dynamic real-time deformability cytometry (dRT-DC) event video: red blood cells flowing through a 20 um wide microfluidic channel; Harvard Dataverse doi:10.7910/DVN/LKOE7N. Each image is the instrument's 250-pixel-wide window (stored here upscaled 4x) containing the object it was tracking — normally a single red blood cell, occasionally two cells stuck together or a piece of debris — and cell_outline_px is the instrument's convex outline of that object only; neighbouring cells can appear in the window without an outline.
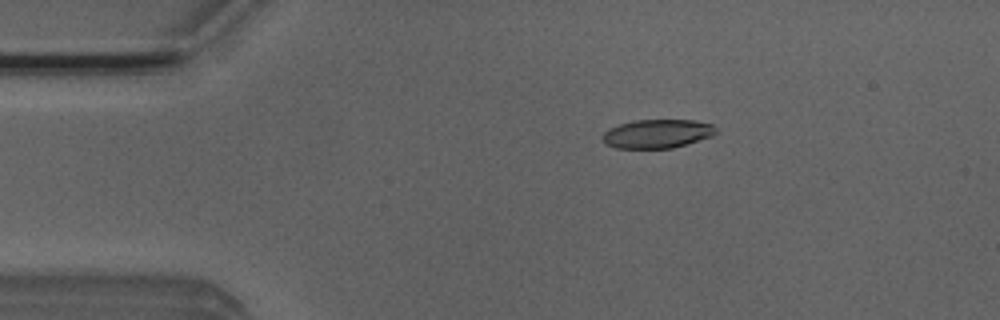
{"species": "Egyptian fruit bat (a non-hibernating species)", "species_latin": "Rousettus aegyptiacus", "temperature_condition": "room temperature", "stored_images_in_passage": 44, "camera_frame_rate_fps": 3000, "um_per_image_px": 0.085, "animal": {"sex": "male"}, "frame": {"image": 1, "passage_image": 2, "time_ms": 0.333, "image_size_px": [1000, 320], "cell_outline_px": [[716, 132], [712, 136], [672, 148], [616, 148], [608, 144], [600, 136], [608, 128], [620, 124], [636, 120], [696, 120], [712, 124], [716, 128]], "centroid_in_image_um": [55.86, 11.36], "position_along_channel_um": 29.1, "area_um2": 18.9}}
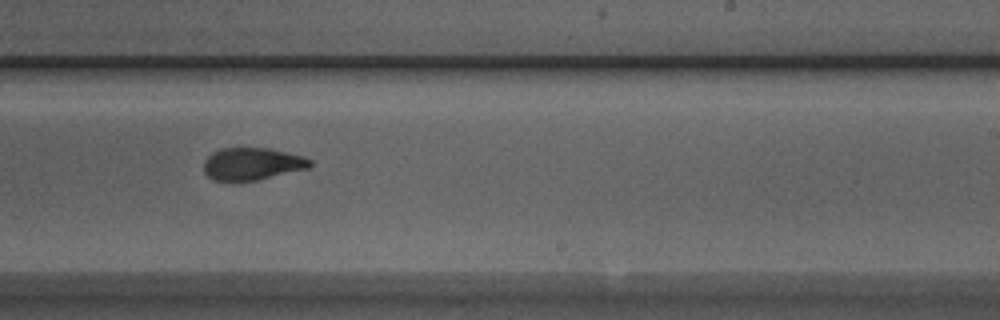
{"frame": {"image": 2, "passage_image": 24, "time_ms": 7.667, "image_size_px": [1000, 320], "cell_outline_px": [[312, 164], [308, 168], [256, 180], [232, 184], [212, 180], [204, 172], [204, 160], [212, 152], [220, 148], [268, 148], [300, 156], [312, 160]], "centroid_in_image_um": [21.34, 13.97], "position_along_channel_um": 267.7, "area_um2": 20.35}}
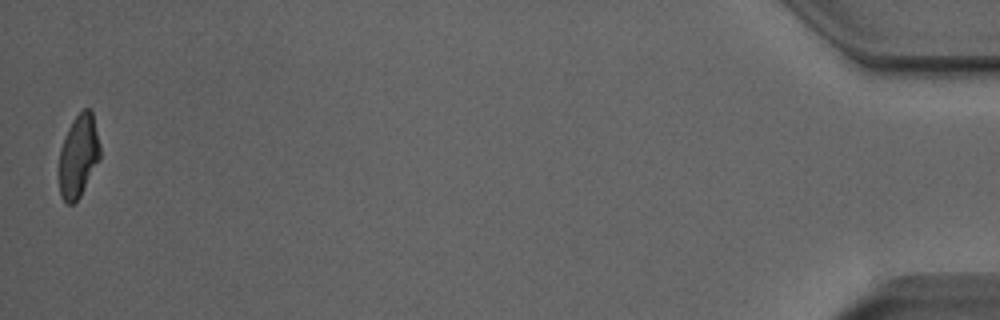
{"frame": {"image": 3, "passage_image": 44, "time_ms": 14.333, "image_size_px": [1000, 320], "cell_outline_px": [[100, 160], [80, 196], [72, 204], [68, 204], [60, 196], [60, 148], [64, 136], [72, 120], [84, 108], [88, 108], [92, 112], [100, 144]], "centroid_in_image_um": [6.68, 13.24], "position_along_channel_um": 428.5, "area_um2": 19.65}, "authors_computed_cell_mechanics": {"area_um2": 20.6346, "velocity_mm_per_s": 3.9334, "shape_relaxation_time_tau1_ms": 5.1852, "shape_relaxation_time_tau2_ms": 1.5425, "deformation_change_tau1": 0.1679, "deformation_change_tau2": 0.0778}}